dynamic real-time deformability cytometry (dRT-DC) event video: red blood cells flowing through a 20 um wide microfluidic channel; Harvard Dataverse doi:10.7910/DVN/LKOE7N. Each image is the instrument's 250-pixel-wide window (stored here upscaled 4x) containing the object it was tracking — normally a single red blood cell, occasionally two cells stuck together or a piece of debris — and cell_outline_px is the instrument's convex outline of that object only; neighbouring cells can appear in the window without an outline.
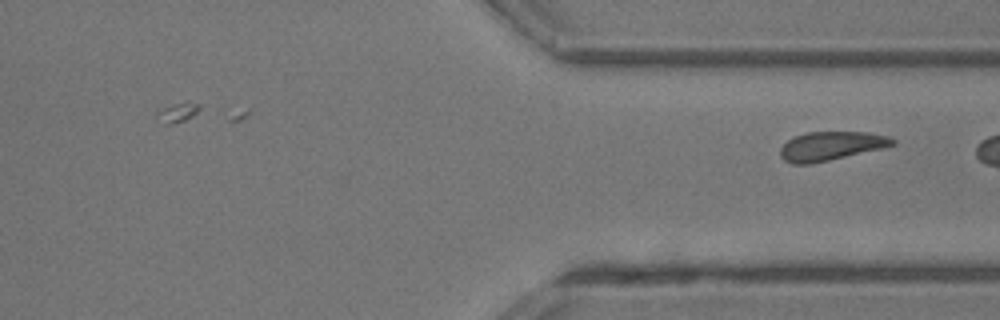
{"species": "common noctule bat (a hibernating species)", "species_latin": "Nyctalus noctula", "temperature_condition": "room temperature", "stored_images_in_passage": 23, "camera_frame_rate_fps": 3000, "um_per_image_px": 0.085, "animal": {"sex": "male", "body_mass_g": 13.3}, "frame": {"image": 1, "passage_image": 23, "time_ms": 7.333, "image_size_px": [1000, 320], "cell_outline_px": [[896, 144], [884, 148], [812, 164], [792, 164], [784, 160], [780, 156], [780, 148], [788, 140], [796, 136], [808, 132], [864, 132], [888, 136], [896, 140]], "centroid_in_image_um": [70.64, 12.42], "position_along_channel_um": 340.8, "area_um2": 18.9}}